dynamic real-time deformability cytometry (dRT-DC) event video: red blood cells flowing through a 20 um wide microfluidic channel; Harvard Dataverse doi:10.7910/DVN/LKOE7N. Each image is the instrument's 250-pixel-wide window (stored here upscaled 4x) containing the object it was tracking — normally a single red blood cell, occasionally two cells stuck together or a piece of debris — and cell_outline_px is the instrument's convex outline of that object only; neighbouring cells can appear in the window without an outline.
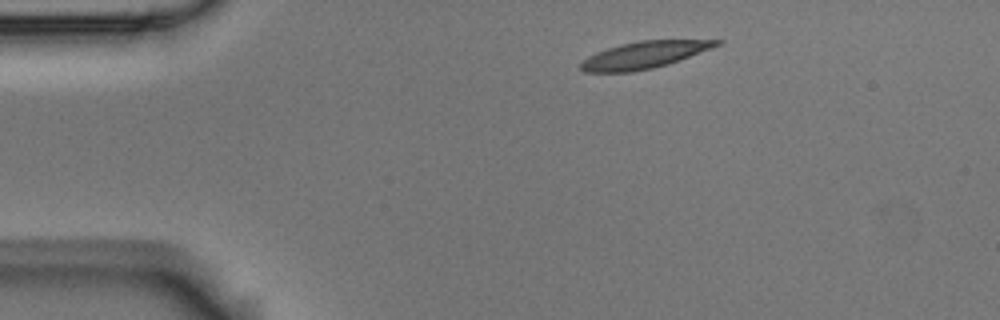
{"species": "Egyptian fruit bat (a non-hibernating species)", "species_latin": "Rousettus aegyptiacus", "temperature_condition": "room temperature", "stored_images_in_passage": 9, "camera_frame_rate_fps": 3000, "um_per_image_px": 0.085, "animal": {"sex": "male"}, "frame": {"image": 1, "passage_image": 1, "time_ms": 0.0, "image_size_px": [1000, 320], "cell_outline_px": [[724, 40], [720, 44], [712, 48], [680, 60], [668, 64], [652, 68], [632, 72], [584, 72], [580, 68], [580, 64], [588, 56], [596, 52], [620, 44], [640, 40]], "centroid_in_image_um": [54.75, 4.67], "position_along_channel_um": 30.3, "area_um2": 21.21}}
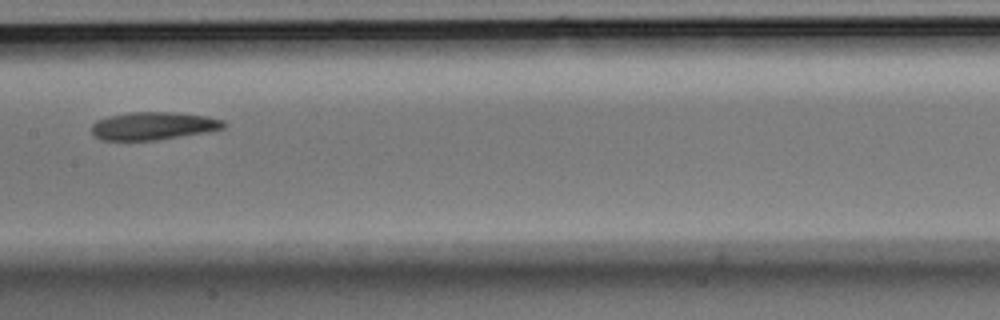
{"frame": {"image": 2, "passage_image": 6, "time_ms": 1.667, "image_size_px": [1000, 320], "cell_outline_px": [[228, 124], [224, 128], [208, 132], [156, 140], [104, 140], [96, 136], [92, 132], [92, 124], [96, 120], [108, 116], [132, 112], [172, 112], [208, 116], [224, 120]], "centroid_in_image_um": [13.08, 10.69], "position_along_channel_um": 194.3, "area_um2": 21.5}}
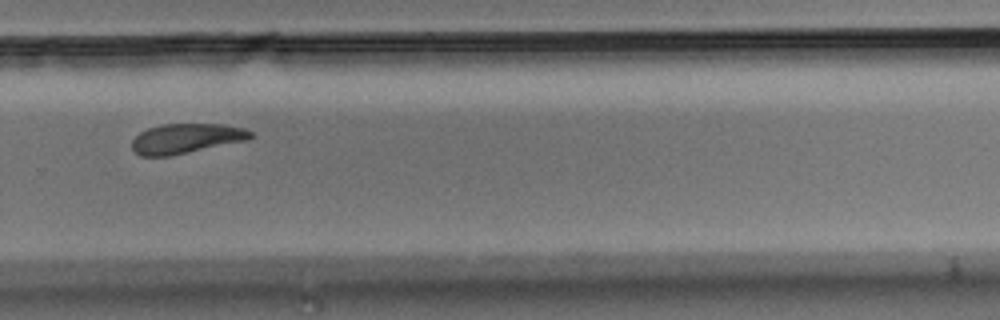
{"frame": {"image": 3, "passage_image": 9, "time_ms": 2.667, "image_size_px": [1000, 320], "cell_outline_px": [[256, 136], [248, 140], [168, 156], [140, 156], [132, 148], [132, 140], [140, 132], [148, 128], [160, 124], [224, 124], [244, 128], [256, 132]], "centroid_in_image_um": [15.88, 11.76], "position_along_channel_um": 313.9, "area_um2": 20.75}}